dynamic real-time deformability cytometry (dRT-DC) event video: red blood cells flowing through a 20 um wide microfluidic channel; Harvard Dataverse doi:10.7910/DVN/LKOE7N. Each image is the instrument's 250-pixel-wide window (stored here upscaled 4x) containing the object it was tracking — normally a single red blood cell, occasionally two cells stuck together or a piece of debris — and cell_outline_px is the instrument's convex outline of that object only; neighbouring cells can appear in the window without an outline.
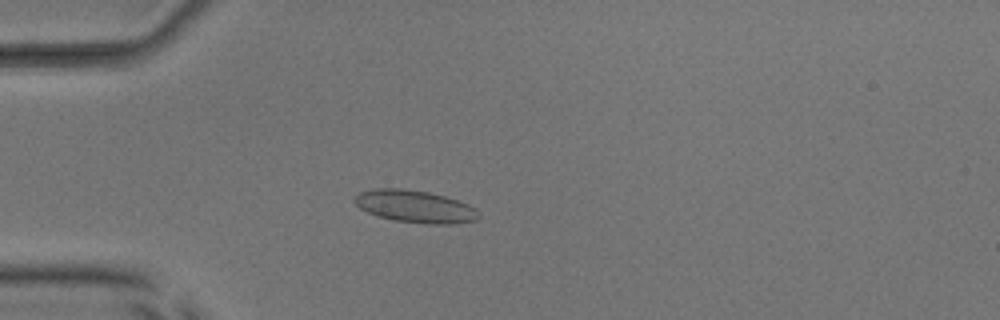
{"species": "common noctule bat (a hibernating species)", "species_latin": "Nyctalus noctula", "temperature_condition": "room temperature", "stored_images_in_passage": 46, "camera_frame_rate_fps": 3000, "um_per_image_px": 0.085, "animal": {"sex": "male", "body_mass_g": 17.9, "forearm_length_mm": 54.2}, "frame": {"image": 1, "passage_image": 9, "time_ms": 2.667, "image_size_px": [1000, 320], "cell_outline_px": [[480, 216], [476, 220], [452, 224], [428, 224], [396, 220], [380, 216], [368, 212], [360, 208], [352, 200], [360, 192], [372, 188], [400, 188], [428, 192], [444, 196], [468, 204], [476, 208]], "centroid_in_image_um": [35.28, 17.54], "position_along_channel_um": 49.7, "area_um2": 23.24}}
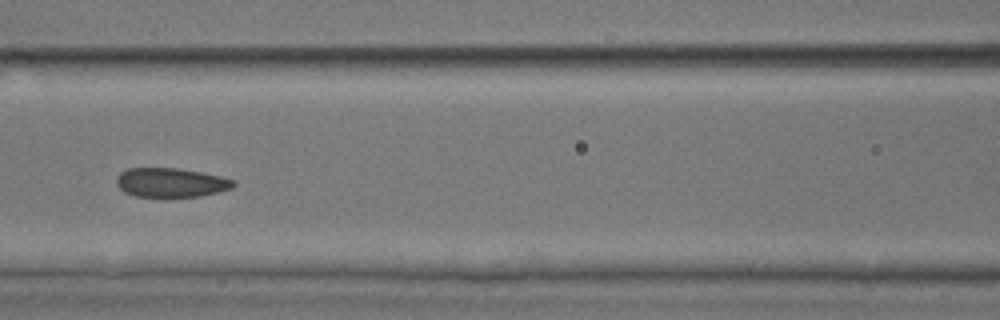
{"frame": {"image": 2, "passage_image": 18, "time_ms": 5.667, "image_size_px": [1000, 320], "cell_outline_px": [[236, 184], [232, 188], [200, 196], [164, 200], [136, 196], [124, 192], [116, 184], [116, 180], [120, 172], [128, 168], [176, 168], [200, 172], [220, 176], [236, 180]], "centroid_in_image_um": [14.51, 15.56], "position_along_channel_um": 152.1, "area_um2": 20.63}}
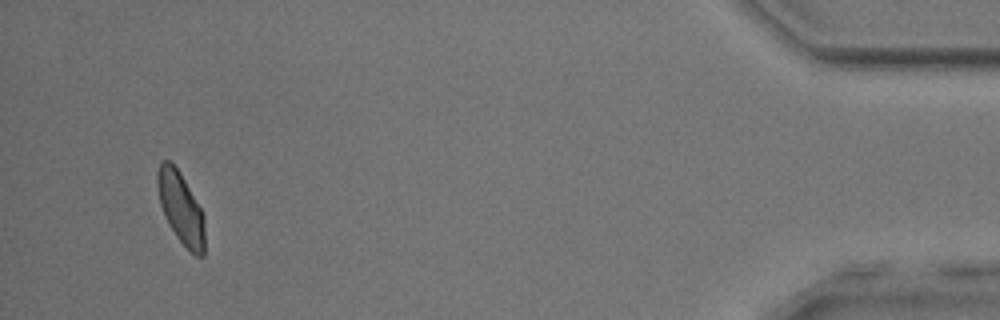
{"frame": {"image": 3, "passage_image": 44, "time_ms": 14.333, "image_size_px": [1000, 320], "cell_outline_px": [[204, 256], [196, 256], [176, 236], [168, 224], [164, 216], [160, 204], [156, 184], [156, 172], [160, 164], [164, 160], [168, 160], [180, 172], [200, 208], [204, 216]], "centroid_in_image_um": [15.34, 17.67], "position_along_channel_um": 419.9, "area_um2": 19.54}, "authors_computed_cell_mechanics": {"area_um2": 20.6057, "velocity_mm_per_s": 3.9401, "shape_relaxation_time_tau1_ms": 3.1845, "shape_relaxation_time_tau2_ms": 1.1397, "deformation_change_tau1": 0.0985, "deformation_change_tau2": 0.0574}}